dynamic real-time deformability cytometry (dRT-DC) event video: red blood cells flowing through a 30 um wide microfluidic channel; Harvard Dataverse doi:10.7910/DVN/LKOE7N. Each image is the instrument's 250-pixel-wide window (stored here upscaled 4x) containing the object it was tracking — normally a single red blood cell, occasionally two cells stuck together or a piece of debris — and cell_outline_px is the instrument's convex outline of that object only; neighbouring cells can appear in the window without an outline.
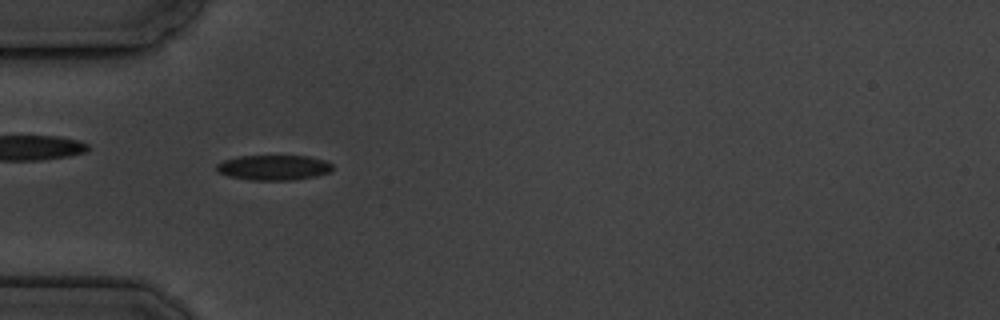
{"species": "common noctule bat (a hibernating species)", "species_latin": "Nyctalus noctula", "temperature_condition": "cold", "stored_images_in_passage": 7, "camera_frame_rate_fps": 3000, "um_per_image_px": 0.085, "animal": {"sex": "male", "body_mass_g": 19.5, "forearm_length_mm": 54.6}, "frame": {"image": 1, "passage_image": 6, "time_ms": 6.0, "image_size_px": [1000, 320], "cell_outline_px": [[332, 168], [328, 172], [316, 176], [292, 180], [252, 180], [228, 176], [216, 172], [216, 164], [224, 160], [236, 156], [308, 156], [328, 160], [332, 164]], "centroid_in_image_um": [23.24, 14.23], "position_along_channel_um": 61.8, "area_um2": 17.11}}